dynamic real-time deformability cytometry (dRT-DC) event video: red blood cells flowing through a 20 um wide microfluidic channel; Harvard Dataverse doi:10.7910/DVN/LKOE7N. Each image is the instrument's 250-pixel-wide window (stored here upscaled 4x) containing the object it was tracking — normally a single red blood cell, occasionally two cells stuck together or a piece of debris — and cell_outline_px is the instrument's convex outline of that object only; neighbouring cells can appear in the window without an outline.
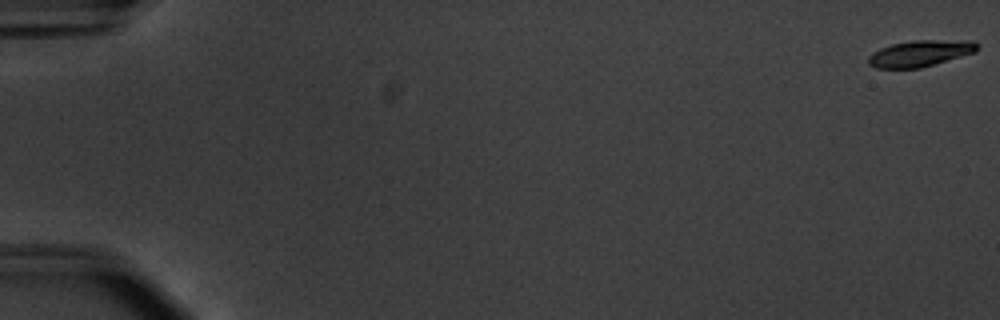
{"species": "common noctule bat (a hibernating species)", "species_latin": "Nyctalus noctula", "temperature_condition": "warm", "stored_images_in_passage": 55, "camera_frame_rate_fps": 3000, "um_per_image_px": 0.085, "animal": {"sex": "male", "body_mass_g": 20.1, "forearm_length_mm": 53.5}, "frame": {"image": 1, "passage_image": 1, "time_ms": 0.0, "image_size_px": [1000, 320], "cell_outline_px": [[980, 48], [976, 52], [920, 68], [876, 68], [868, 64], [868, 56], [872, 52], [880, 48], [892, 44], [916, 40], [972, 40]], "centroid_in_image_um": [78.21, 4.53], "position_along_channel_um": 6.8, "area_um2": 16.7}}
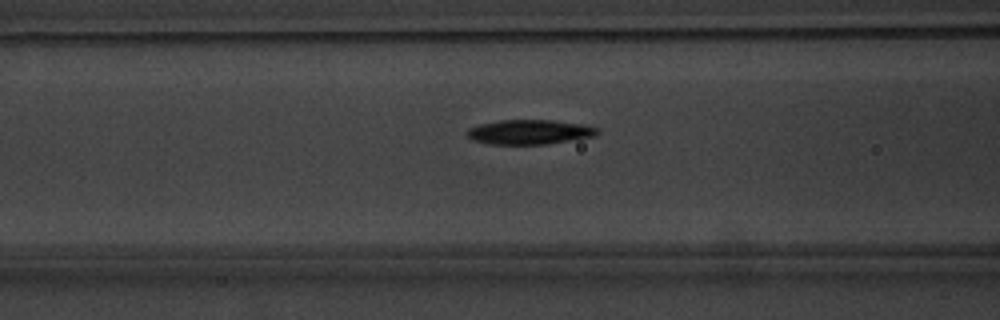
{"frame": {"image": 2, "passage_image": 24, "time_ms": 7.667, "image_size_px": [1000, 320], "cell_outline_px": [[600, 132], [596, 136], [548, 144], [488, 144], [472, 140], [464, 132], [468, 128], [480, 124], [500, 120], [552, 120], [584, 124], [596, 128]], "centroid_in_image_um": [45.0, 11.22], "position_along_channel_um": 121.6, "area_um2": 18.84}}
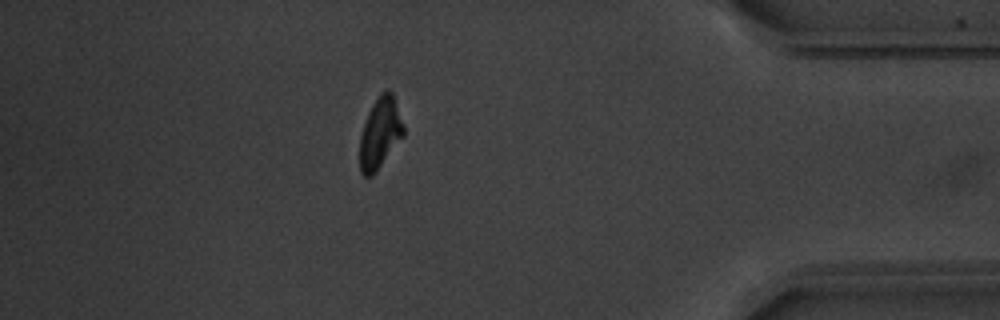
{"frame": {"image": 3, "passage_image": 49, "time_ms": 16.0, "image_size_px": [1000, 320], "cell_outline_px": [[404, 136], [376, 172], [372, 176], [364, 176], [360, 172], [360, 136], [368, 112], [372, 104], [380, 92], [388, 88], [392, 92], [404, 124]], "centroid_in_image_um": [32.32, 11.3], "position_along_channel_um": 402.9, "area_um2": 18.26}, "authors_computed_cell_mechanics": {"area_um2": 18.207, "velocity_mm_per_s": 3.7858, "shape_relaxation_time_tau1_ms": 2.6237, "shape_relaxation_time_tau2_ms": 5.8257, "deformation_change_tau1": 0.1474, "deformation_change_tau2": 0.1108}}